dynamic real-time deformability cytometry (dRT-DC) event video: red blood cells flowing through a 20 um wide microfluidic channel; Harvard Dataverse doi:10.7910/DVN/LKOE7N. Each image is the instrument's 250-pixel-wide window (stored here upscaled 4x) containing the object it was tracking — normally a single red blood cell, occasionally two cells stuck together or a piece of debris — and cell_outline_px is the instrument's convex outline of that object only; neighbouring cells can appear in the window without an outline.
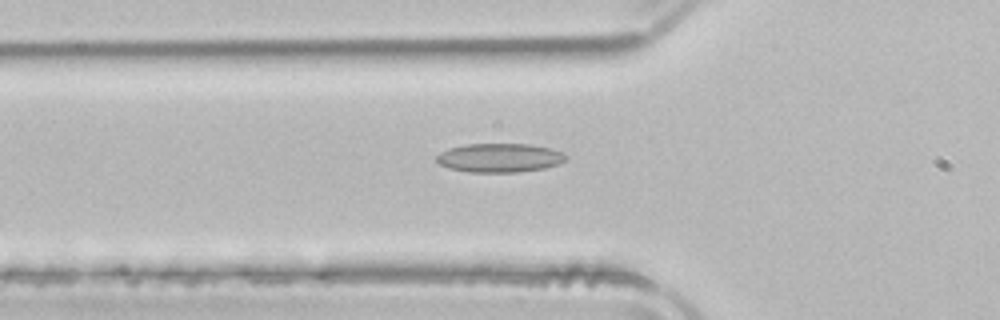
{"species": "common noctule bat (a hibernating species)", "species_latin": "Nyctalus noctula", "temperature_condition": "room temperature", "stored_images_in_passage": 36, "camera_frame_rate_fps": 3000, "um_per_image_px": 0.085, "animal": {"sex": "male", "body_mass_g": 21.5, "forearm_length_mm": 52.0}, "frame": {"image": 1, "passage_image": 2, "time_ms": 0.333, "image_size_px": [1000, 320], "cell_outline_px": [[568, 156], [564, 160], [556, 164], [544, 168], [516, 172], [468, 172], [448, 168], [440, 164], [436, 160], [436, 156], [440, 152], [448, 148], [464, 144], [532, 144], [552, 148]], "centroid_in_image_um": [42.42, 13.4], "position_along_channel_um": 83.4, "area_um2": 21.79}}
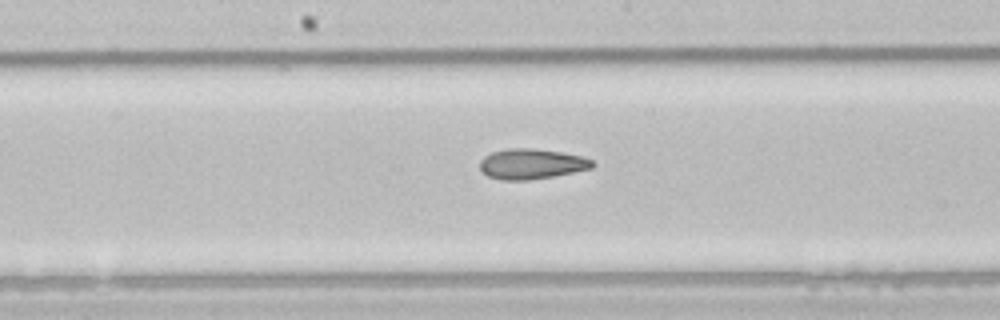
{"frame": {"image": 2, "passage_image": 11, "time_ms": 3.333, "image_size_px": [1000, 320], "cell_outline_px": [[596, 164], [592, 168], [552, 176], [528, 180], [500, 180], [488, 176], [480, 168], [480, 160], [484, 156], [492, 152], [508, 148], [532, 148], [560, 152], [580, 156], [592, 160]], "centroid_in_image_um": [45.16, 13.93], "position_along_channel_um": 203.0, "area_um2": 19.71}}
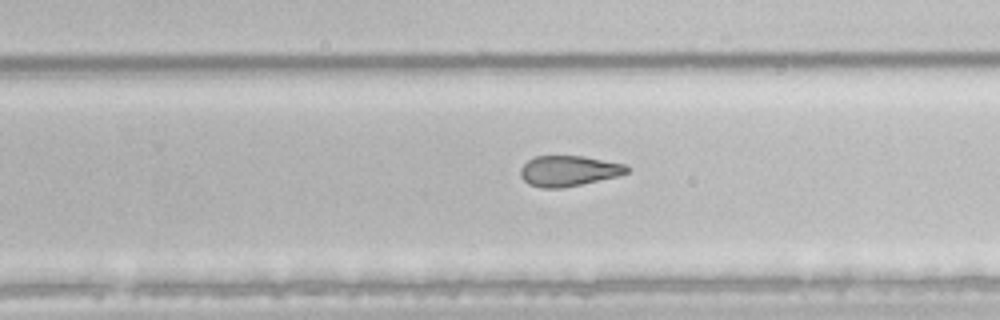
{"frame": {"image": 3, "passage_image": 17, "time_ms": 5.333, "image_size_px": [1000, 320], "cell_outline_px": [[628, 172], [616, 176], [580, 184], [560, 188], [540, 188], [528, 184], [520, 176], [520, 168], [528, 160], [536, 156], [584, 156], [628, 164]], "centroid_in_image_um": [48.32, 14.52], "position_along_channel_um": 281.5, "area_um2": 18.9}, "authors_computed_cell_mechanics": {"area_um2": 20.0277, "velocity_mm_per_s": 3.9548, "shape_relaxation_time_tau1_ms": null, "shape_relaxation_time_tau2_ms": 2.6811, "deformation_change_tau1": null, "deformation_change_tau2": 0.1116}}